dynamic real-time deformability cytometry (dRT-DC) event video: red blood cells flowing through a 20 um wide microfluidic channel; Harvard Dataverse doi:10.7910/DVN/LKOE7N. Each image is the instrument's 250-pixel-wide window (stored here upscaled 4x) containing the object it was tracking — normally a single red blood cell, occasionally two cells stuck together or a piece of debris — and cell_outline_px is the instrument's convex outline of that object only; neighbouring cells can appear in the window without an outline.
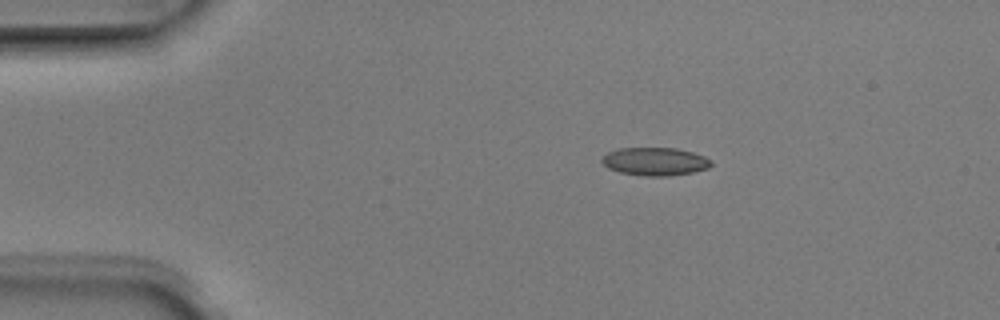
{"species": "Egyptian fruit bat (a non-hibernating species)", "species_latin": "Rousettus aegyptiacus", "temperature_condition": "room temperature", "stored_images_in_passage": 7, "camera_frame_rate_fps": 3000, "um_per_image_px": 0.085, "animal": {"sex": "male"}, "frame": {"image": 1, "passage_image": 1, "time_ms": 0.0, "image_size_px": [1000, 320], "cell_outline_px": [[712, 164], [708, 168], [692, 172], [668, 176], [644, 176], [620, 172], [608, 168], [600, 160], [608, 152], [620, 148], [676, 148], [692, 152], [704, 156], [712, 160]], "centroid_in_image_um": [55.68, 13.72], "position_along_channel_um": 29.3, "area_um2": 17.8}}
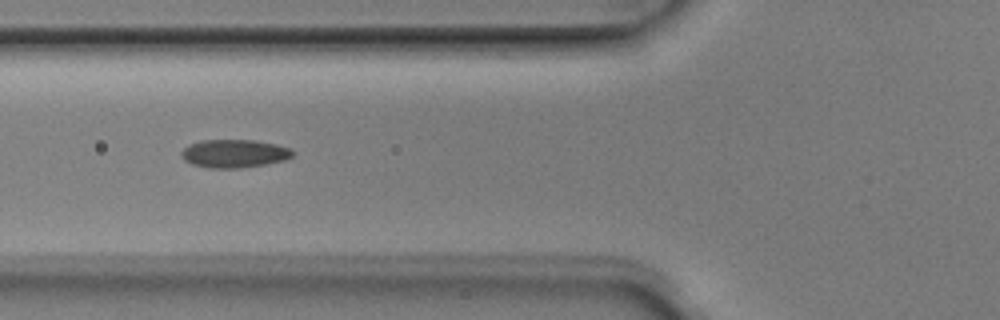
{"frame": {"image": 2, "passage_image": 4, "time_ms": 1.0, "image_size_px": [1000, 320], "cell_outline_px": [[296, 152], [292, 156], [284, 160], [264, 164], [240, 168], [208, 168], [192, 164], [184, 160], [180, 156], [180, 152], [188, 144], [200, 140], [256, 140], [276, 144], [292, 148]], "centroid_in_image_um": [19.9, 13.04], "position_along_channel_um": 105.9, "area_um2": 18.5}}
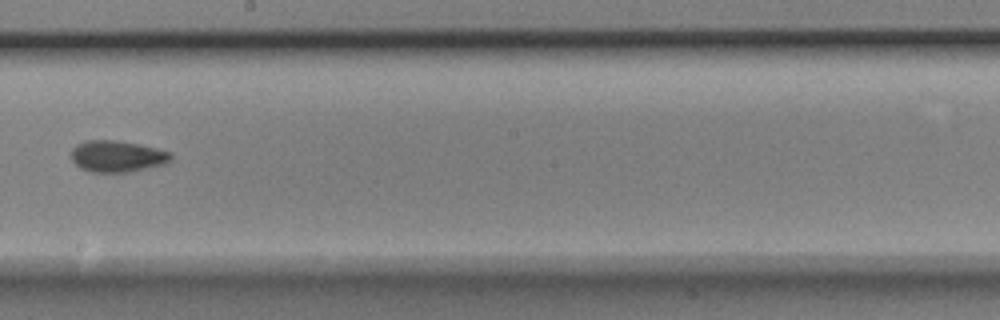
{"frame": {"image": 3, "passage_image": 7, "time_ms": 2.0, "image_size_px": [1000, 320], "cell_outline_px": [[172, 160], [164, 164], [128, 172], [92, 172], [80, 168], [72, 160], [72, 148], [76, 144], [88, 140], [112, 140], [140, 144], [172, 152]], "centroid_in_image_um": [9.97, 13.28], "position_along_channel_um": 238.2, "area_um2": 18.26}}